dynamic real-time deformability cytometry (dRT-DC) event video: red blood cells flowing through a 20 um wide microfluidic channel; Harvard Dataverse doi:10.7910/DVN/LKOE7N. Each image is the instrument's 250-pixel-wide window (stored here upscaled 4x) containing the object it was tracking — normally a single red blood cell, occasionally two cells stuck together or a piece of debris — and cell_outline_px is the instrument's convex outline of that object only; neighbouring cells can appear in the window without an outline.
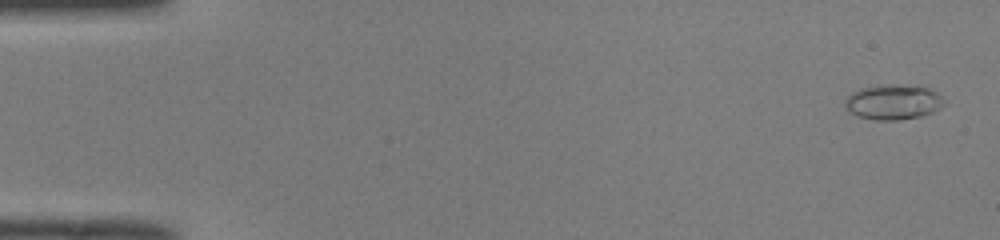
{"species": "common noctule bat (a hibernating species)", "species_latin": "Nyctalus noctula", "temperature_condition": "room temperature", "stored_images_in_passage": 51, "camera_frame_rate_fps": 3000, "um_per_image_px": 0.085, "animal": {"sex": "male", "body_mass_g": 19.0, "forearm_length_mm": 50.8}, "frame": {"image": 1, "passage_image": 2, "time_ms": 0.333, "image_size_px": [1000, 240], "cell_outline_px": [[948, 104], [932, 112], [920, 116], [896, 120], [876, 120], [860, 116], [852, 112], [844, 104], [844, 100], [852, 92], [860, 88], [928, 88], [936, 92]], "centroid_in_image_um": [75.95, 8.74], "position_along_channel_um": 9.1, "area_um2": 18.96}}
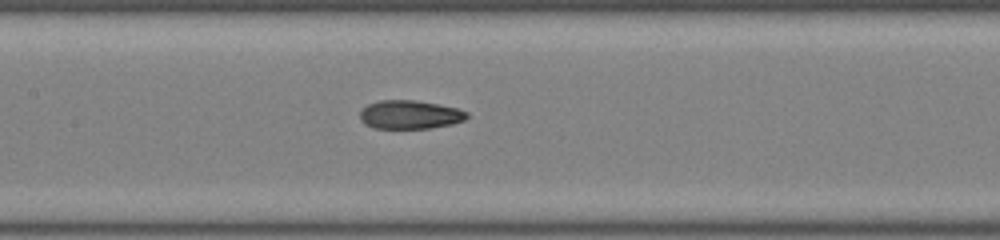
{"frame": {"image": 2, "passage_image": 25, "time_ms": 8.0, "image_size_px": [1000, 240], "cell_outline_px": [[468, 116], [464, 120], [452, 124], [432, 128], [372, 128], [364, 124], [360, 120], [360, 112], [368, 104], [380, 100], [416, 100], [456, 108], [468, 112]], "centroid_in_image_um": [34.82, 9.75], "position_along_channel_um": 172.6, "area_um2": 17.8}}
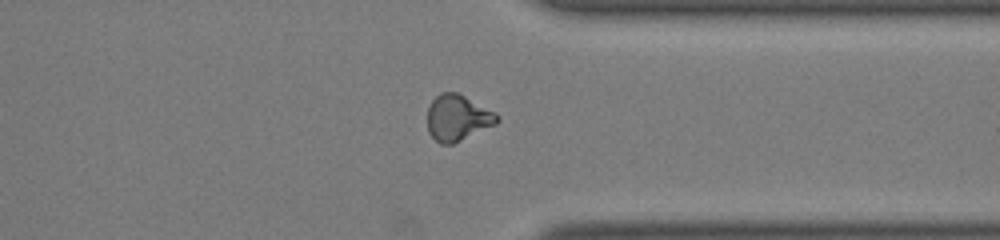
{"frame": {"image": 3, "passage_image": 40, "time_ms": 13.0, "image_size_px": [1000, 240], "cell_outline_px": [[500, 120], [496, 124], [452, 144], [440, 144], [428, 132], [428, 108], [432, 100], [440, 92], [456, 92], [464, 96], [500, 116]], "centroid_in_image_um": [38.87, 10.02], "position_along_channel_um": 372.5, "area_um2": 18.38}, "authors_computed_cell_mechanics": {"area_um2": 18.3226, "velocity_mm_per_s": 4.0296, "shape_relaxation_time_tau1_ms": null, "shape_relaxation_time_tau2_ms": 2.4614, "deformation_change_tau1": null, "deformation_change_tau2": 0.092}}